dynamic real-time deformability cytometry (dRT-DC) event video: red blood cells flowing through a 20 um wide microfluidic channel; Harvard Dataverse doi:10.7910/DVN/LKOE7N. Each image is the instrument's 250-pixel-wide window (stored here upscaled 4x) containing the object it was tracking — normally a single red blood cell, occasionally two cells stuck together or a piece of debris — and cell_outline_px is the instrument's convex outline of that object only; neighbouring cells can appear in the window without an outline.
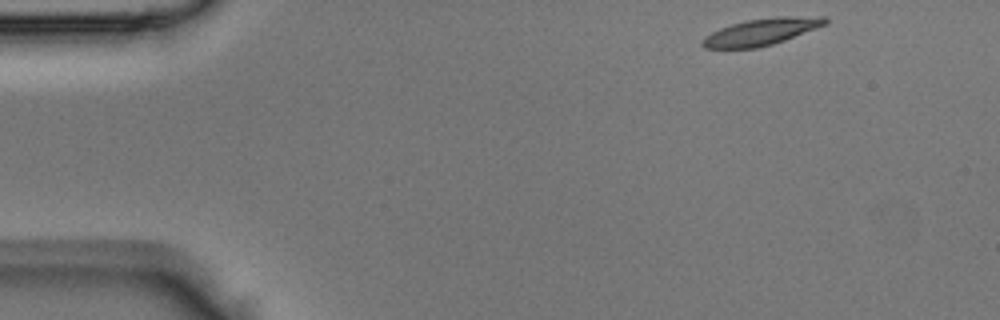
{"species": "Egyptian fruit bat (a non-hibernating species)", "species_latin": "Rousettus aegyptiacus", "temperature_condition": "room temperature", "stored_images_in_passage": 39, "camera_frame_rate_fps": 3000, "um_per_image_px": 0.085, "animal": {"sex": "male"}, "frame": {"image": 1, "passage_image": 1, "time_ms": 0.0, "image_size_px": [1000, 320], "cell_outline_px": [[828, 24], [784, 40], [772, 44], [756, 48], [704, 48], [700, 44], [700, 40], [704, 36], [720, 28], [732, 24], [748, 20], [780, 16], [824, 16], [828, 20]], "centroid_in_image_um": [64.72, 2.7], "position_along_channel_um": 20.3, "area_um2": 19.13}}
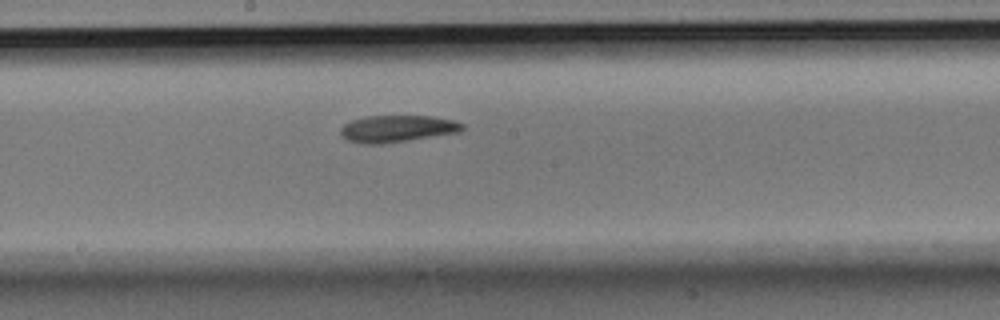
{"frame": {"image": 2, "passage_image": 19, "time_ms": 6.0, "image_size_px": [1000, 320], "cell_outline_px": [[464, 128], [460, 132], [408, 140], [380, 144], [364, 144], [348, 140], [340, 132], [340, 128], [344, 124], [352, 120], [368, 116], [428, 116], [452, 120], [464, 124]], "centroid_in_image_um": [33.76, 10.94], "position_along_channel_um": 214.4, "area_um2": 18.84}}
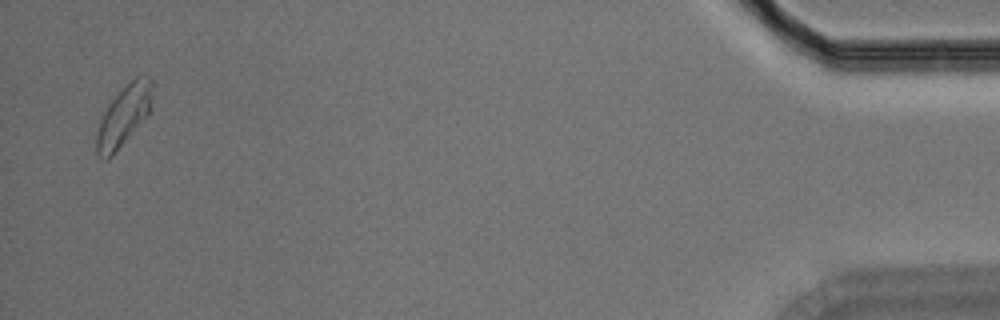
{"frame": {"image": 3, "passage_image": 38, "time_ms": 12.333, "image_size_px": [1000, 320], "cell_outline_px": [[152, 88], [148, 116], [112, 156], [108, 160], [104, 160], [96, 152], [96, 132], [100, 120], [108, 104], [140, 72], [144, 72], [152, 80]], "centroid_in_image_um": [10.52, 9.84], "position_along_channel_um": 424.7, "area_um2": 19.59}}